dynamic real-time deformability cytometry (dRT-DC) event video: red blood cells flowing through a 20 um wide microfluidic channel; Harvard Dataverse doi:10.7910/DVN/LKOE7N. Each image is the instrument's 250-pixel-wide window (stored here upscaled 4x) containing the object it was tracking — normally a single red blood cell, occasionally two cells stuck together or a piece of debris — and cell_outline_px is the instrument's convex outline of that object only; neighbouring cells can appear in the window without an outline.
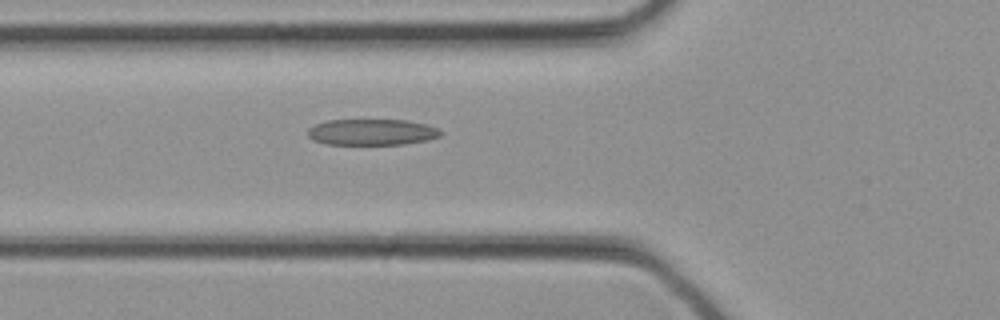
{"species": "common noctule bat (a hibernating species)", "species_latin": "Nyctalus noctula", "temperature_condition": "cold", "stored_images_in_passage": 24, "camera_frame_rate_fps": 3000, "um_per_image_px": 0.085, "animal": {"sex": "female", "body_mass_g": 21.9}, "frame": {"image": 1, "passage_image": 12, "time_ms": 3.667, "image_size_px": [1000, 320], "cell_outline_px": [[444, 132], [440, 136], [428, 140], [404, 144], [328, 144], [312, 140], [308, 136], [308, 128], [316, 124], [328, 120], [404, 120], [424, 124], [440, 128]], "centroid_in_image_um": [31.63, 11.23], "position_along_channel_um": 94.2, "area_um2": 20.23}}
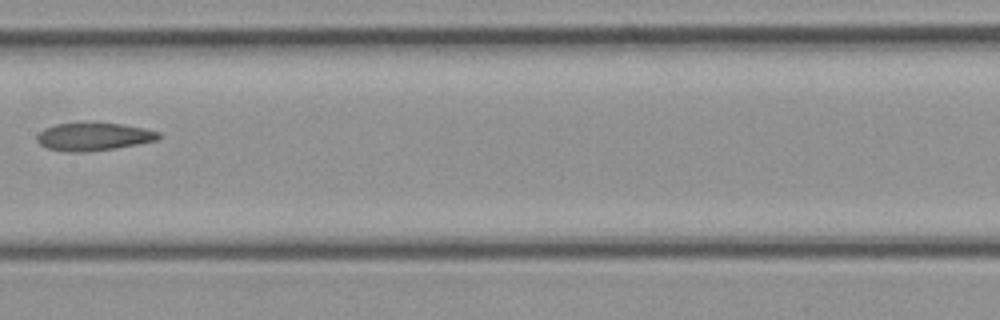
{"frame": {"image": 2, "passage_image": 17, "time_ms": 5.333, "image_size_px": [1000, 320], "cell_outline_px": [[160, 140], [116, 148], [88, 152], [64, 152], [44, 148], [36, 140], [36, 136], [44, 128], [56, 124], [120, 124], [144, 128], [160, 132]], "centroid_in_image_um": [7.95, 11.65], "position_along_channel_um": 199.5, "area_um2": 19.71}}
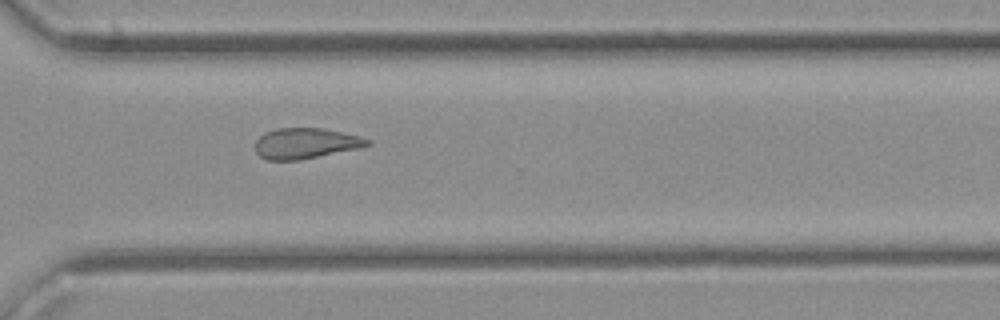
{"frame": {"image": 3, "passage_image": 24, "time_ms": 7.667, "image_size_px": [1000, 320], "cell_outline_px": [[372, 144], [360, 148], [300, 160], [268, 160], [260, 156], [256, 152], [256, 140], [264, 132], [276, 128], [324, 128], [360, 136], [372, 140]], "centroid_in_image_um": [26.0, 12.18], "position_along_channel_um": 344.6, "area_um2": 20.17}}